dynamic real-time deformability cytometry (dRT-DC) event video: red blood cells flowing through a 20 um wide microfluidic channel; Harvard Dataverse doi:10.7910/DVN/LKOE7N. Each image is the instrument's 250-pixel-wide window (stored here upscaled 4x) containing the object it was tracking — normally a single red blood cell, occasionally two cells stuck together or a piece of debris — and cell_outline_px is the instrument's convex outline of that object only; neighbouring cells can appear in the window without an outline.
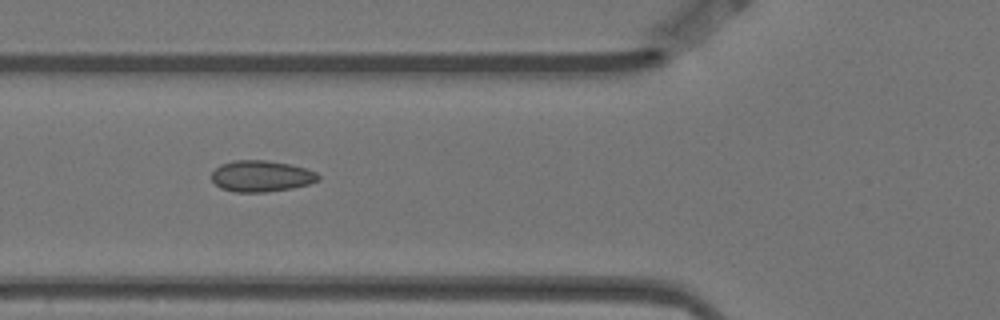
{"species": "Egyptian fruit bat (a non-hibernating species)", "species_latin": "Rousettus aegyptiacus", "temperature_condition": "warm", "stored_images_in_passage": 5, "camera_frame_rate_fps": 3000, "um_per_image_px": 0.085, "animal": {"sex": "female"}, "frame": {"image": 1, "passage_image": 5, "time_ms": 1.333, "image_size_px": [1000, 320], "cell_outline_px": [[320, 180], [308, 184], [292, 188], [264, 192], [236, 192], [220, 188], [212, 180], [212, 172], [220, 164], [236, 160], [268, 160], [288, 164], [304, 168], [316, 172], [320, 176]], "centroid_in_image_um": [22.2, 14.97], "position_along_channel_um": 103.6, "area_um2": 19.36}}